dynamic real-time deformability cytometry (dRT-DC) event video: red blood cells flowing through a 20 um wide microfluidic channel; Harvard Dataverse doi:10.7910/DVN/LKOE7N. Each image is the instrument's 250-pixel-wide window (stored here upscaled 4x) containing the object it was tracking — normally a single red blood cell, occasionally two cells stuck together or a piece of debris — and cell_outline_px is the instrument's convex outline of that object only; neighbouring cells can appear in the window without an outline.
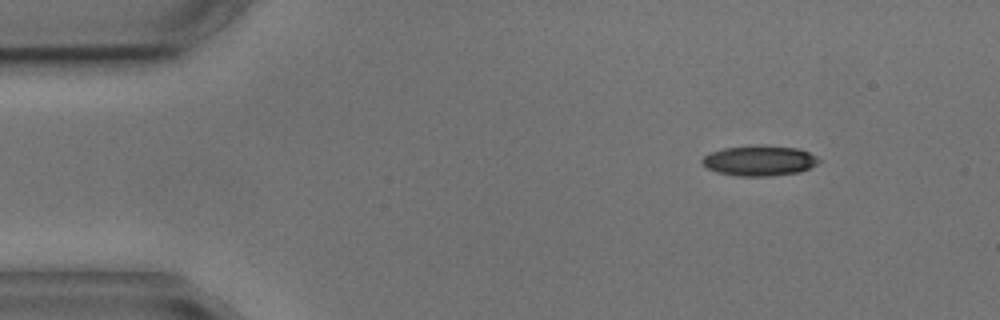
{"species": "common noctule bat (a hibernating species)", "species_latin": "Nyctalus noctula", "temperature_condition": "cold", "stored_images_in_passage": 2, "camera_frame_rate_fps": 3000, "um_per_image_px": 0.085, "animal": {"sex": "male", "body_mass_g": 17.9, "forearm_length_mm": 54.2}, "frame": {"image": 1, "passage_image": 2, "time_ms": 1.333, "image_size_px": [1000, 320], "cell_outline_px": [[820, 160], [816, 164], [800, 172], [772, 176], [736, 176], [716, 172], [700, 164], [700, 160], [704, 156], [712, 152], [724, 148], [800, 148], [816, 156]], "centroid_in_image_um": [64.52, 13.71], "position_along_channel_um": 20.5, "area_um2": 19.77}}